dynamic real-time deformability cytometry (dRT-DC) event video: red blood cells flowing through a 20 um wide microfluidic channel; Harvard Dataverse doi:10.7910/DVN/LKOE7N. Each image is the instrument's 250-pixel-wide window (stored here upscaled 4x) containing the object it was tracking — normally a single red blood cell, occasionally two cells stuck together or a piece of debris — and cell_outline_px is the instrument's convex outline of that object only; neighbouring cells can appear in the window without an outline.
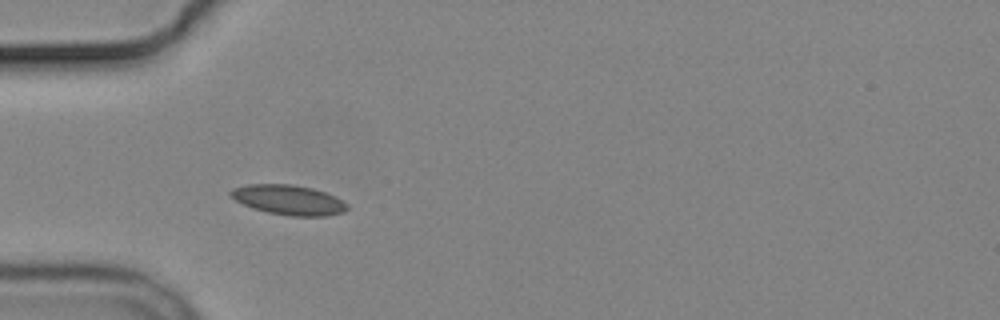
{"species": "common noctule bat (a hibernating species)", "species_latin": "Nyctalus noctula", "temperature_condition": "cold", "stored_images_in_passage": 5, "camera_frame_rate_fps": 3000, "um_per_image_px": 0.085, "animal": {"sex": "male", "body_mass_g": 19.2, "forearm_length_mm": 51.8}, "frame": {"image": 1, "passage_image": 4, "time_ms": 5.0, "image_size_px": [1000, 320], "cell_outline_px": [[348, 208], [344, 212], [324, 216], [288, 216], [268, 212], [252, 208], [228, 196], [228, 192], [232, 188], [248, 184], [292, 184], [312, 188], [336, 196], [348, 204]], "centroid_in_image_um": [24.52, 16.99], "position_along_channel_um": 60.5, "area_um2": 20.4}}
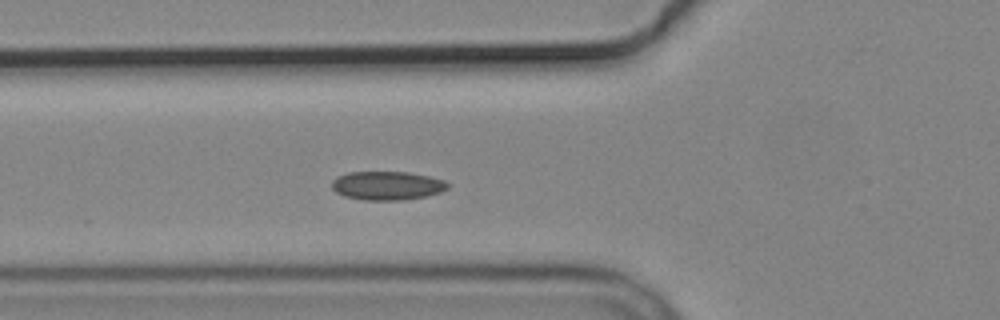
{"frame": {"image": 2, "passage_image": 5, "time_ms": 6.0, "image_size_px": [1000, 320], "cell_outline_px": [[448, 188], [440, 192], [428, 196], [404, 200], [364, 200], [344, 196], [336, 192], [332, 188], [332, 180], [336, 176], [348, 172], [408, 172], [428, 176], [444, 180], [448, 184]], "centroid_in_image_um": [32.89, 15.78], "position_along_channel_um": 92.9, "area_um2": 19.48}}